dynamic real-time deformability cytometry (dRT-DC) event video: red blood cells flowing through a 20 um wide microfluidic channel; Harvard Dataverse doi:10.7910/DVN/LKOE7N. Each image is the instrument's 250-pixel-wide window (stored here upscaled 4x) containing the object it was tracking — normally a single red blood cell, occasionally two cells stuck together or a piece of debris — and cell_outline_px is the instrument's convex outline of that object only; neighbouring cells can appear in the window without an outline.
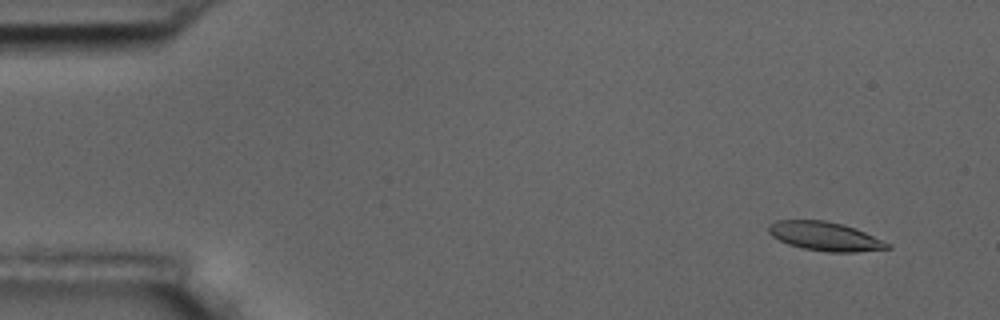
{"species": "common noctule bat (a hibernating species)", "species_latin": "Nyctalus noctula", "temperature_condition": "room temperature", "stored_images_in_passage": 4, "camera_frame_rate_fps": 3000, "um_per_image_px": 0.085, "animal": {"sex": "male", "body_mass_g": 17.5, "forearm_length_mm": 52.3}, "frame": {"image": 1, "passage_image": 2, "time_ms": 1.333, "image_size_px": [1000, 320], "cell_outline_px": [[892, 248], [856, 252], [828, 252], [804, 248], [788, 244], [772, 236], [768, 232], [768, 224], [776, 220], [824, 220], [844, 224], [856, 228], [892, 244]], "centroid_in_image_um": [70.15, 20.08], "position_along_channel_um": 14.9, "area_um2": 20.11}}